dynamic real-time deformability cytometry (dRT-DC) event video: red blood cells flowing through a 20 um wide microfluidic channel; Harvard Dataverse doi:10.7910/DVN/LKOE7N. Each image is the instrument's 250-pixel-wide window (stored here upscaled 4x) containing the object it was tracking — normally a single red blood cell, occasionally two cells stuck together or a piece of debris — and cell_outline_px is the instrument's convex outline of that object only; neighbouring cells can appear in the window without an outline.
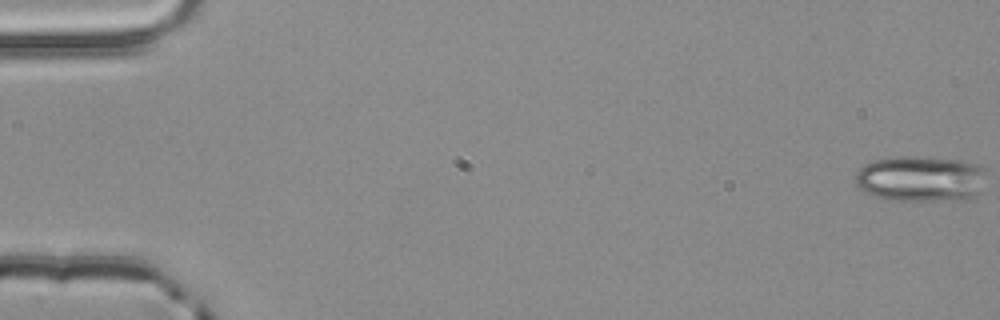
{"species": "common noctule bat (a hibernating species)", "species_latin": "Nyctalus noctula", "temperature_condition": "room temperature", "stored_images_in_passage": 55, "camera_frame_rate_fps": 3000, "um_per_image_px": 0.085, "animal": {"sex": "male", "body_mass_g": 20.4}, "frame": {"image": 1, "passage_image": 1, "time_ms": 0.0, "image_size_px": [1000, 320], "cell_outline_px": [[984, 192], [968, 200], [888, 200], [876, 196], [860, 188], [856, 184], [856, 172], [864, 164], [872, 160], [896, 156], [916, 156], [964, 160], [980, 164], [984, 168]], "centroid_in_image_um": [78.33, 15.18], "position_along_channel_um": 6.7, "area_um2": 35.66}}
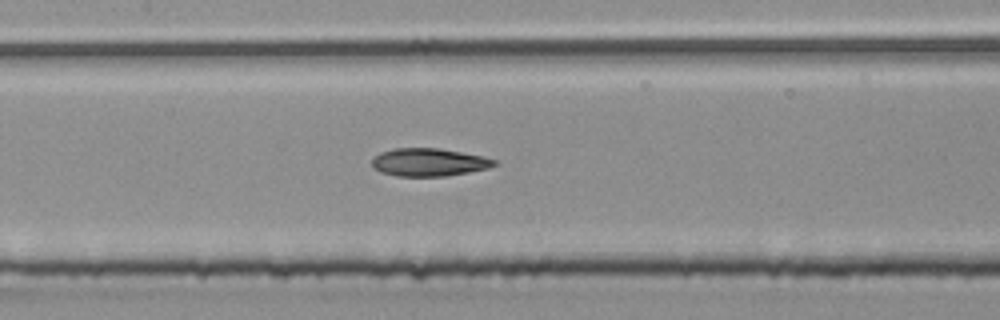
{"frame": {"image": 2, "passage_image": 27, "time_ms": 8.667, "image_size_px": [1000, 320], "cell_outline_px": [[500, 164], [488, 168], [468, 172], [444, 176], [396, 176], [380, 172], [372, 168], [372, 160], [380, 152], [392, 148], [440, 148], [484, 156], [500, 160]], "centroid_in_image_um": [36.49, 13.78], "position_along_channel_um": 170.9, "area_um2": 20.17}}
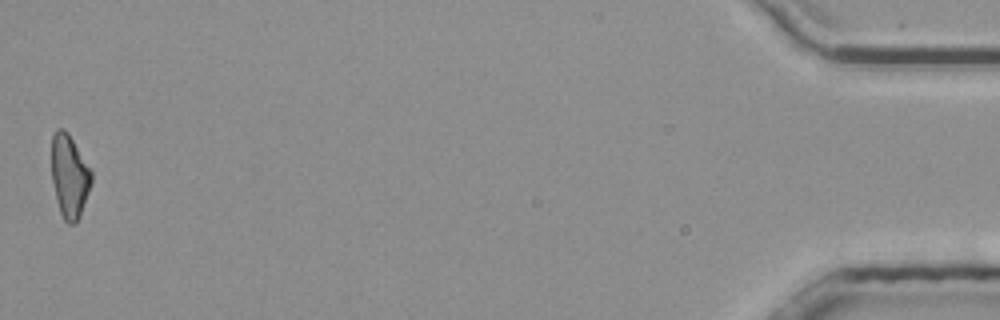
{"frame": {"image": 3, "passage_image": 55, "time_ms": 18.0, "image_size_px": [1000, 320], "cell_outline_px": [[92, 180], [80, 216], [72, 224], [68, 224], [64, 220], [60, 212], [56, 200], [52, 180], [52, 136], [56, 128], [64, 128], [68, 132], [92, 172]], "centroid_in_image_um": [5.89, 14.95], "position_along_channel_um": 429.3, "area_um2": 19.13}, "authors_computed_cell_mechanics": {"area_um2": 20.23, "velocity_mm_per_s": 3.8481, "shape_relaxation_time_tau1_ms": 8.6159, "shape_relaxation_time_tau2_ms": 4.0935, "deformation_change_tau1": 0.2163, "deformation_change_tau2": 0.1377}}